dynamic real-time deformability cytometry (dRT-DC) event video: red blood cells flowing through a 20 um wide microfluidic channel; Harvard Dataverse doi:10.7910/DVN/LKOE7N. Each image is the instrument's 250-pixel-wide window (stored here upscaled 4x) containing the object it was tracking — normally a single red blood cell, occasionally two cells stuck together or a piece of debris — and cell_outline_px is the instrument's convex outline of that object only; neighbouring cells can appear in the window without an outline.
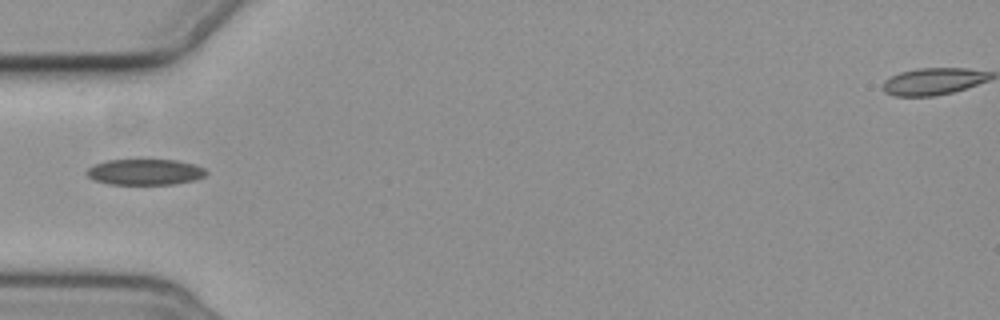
{"species": "common noctule bat (a hibernating species)", "species_latin": "Nyctalus noctula", "temperature_condition": "cold", "stored_images_in_passage": 1, "camera_frame_rate_fps": 3000, "um_per_image_px": 0.085, "animal": {"sex": "female", "body_mass_g": 19.3, "forearm_length_mm": 54.1}, "frame": {"image": 1, "passage_image": 1, "time_ms": 0.0, "image_size_px": [1000, 320], "cell_outline_px": [[208, 172], [204, 176], [196, 180], [172, 184], [108, 184], [92, 180], [84, 172], [88, 168], [96, 164], [108, 160], [176, 160], [196, 164], [204, 168]], "centroid_in_image_um": [12.33, 14.62], "position_along_channel_um": 72.7, "area_um2": 18.09}}